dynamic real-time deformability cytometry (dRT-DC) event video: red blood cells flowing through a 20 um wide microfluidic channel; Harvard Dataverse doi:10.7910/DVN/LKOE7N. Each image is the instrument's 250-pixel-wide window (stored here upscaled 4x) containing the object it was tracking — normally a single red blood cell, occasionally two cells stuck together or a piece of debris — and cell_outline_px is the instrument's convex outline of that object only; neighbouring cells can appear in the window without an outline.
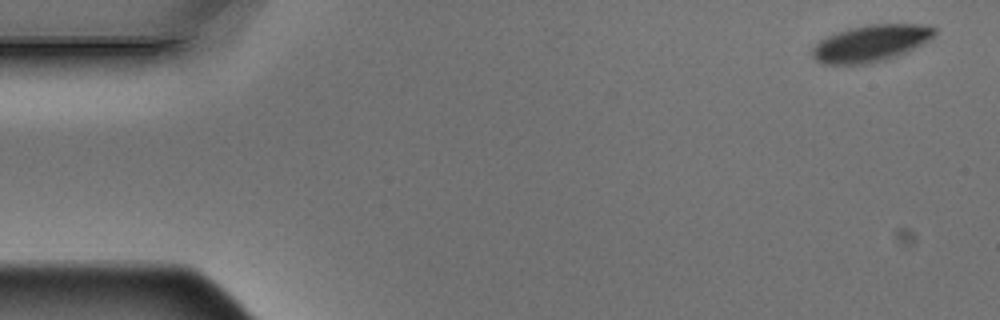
{"species": "Egyptian fruit bat (a non-hibernating species)", "species_latin": "Rousettus aegyptiacus", "temperature_condition": "warm", "stored_images_in_passage": 5, "segment_of_instrument_passage": [1, 2], "camera_frame_rate_fps": 3000, "um_per_image_px": 0.085, "animal": {"sex": "male"}, "frame": {"image": 1, "passage_image": 1, "time_ms": 0.0, "image_size_px": [1000, 320], "cell_outline_px": [[936, 32], [932, 40], [924, 44], [896, 56], [884, 60], [868, 64], [824, 64], [816, 60], [812, 56], [812, 48], [820, 40], [828, 36], [848, 28], [868, 24], [924, 24], [936, 28]], "centroid_in_image_um": [74.06, 3.67], "position_along_channel_um": 10.9, "area_um2": 26.3}}
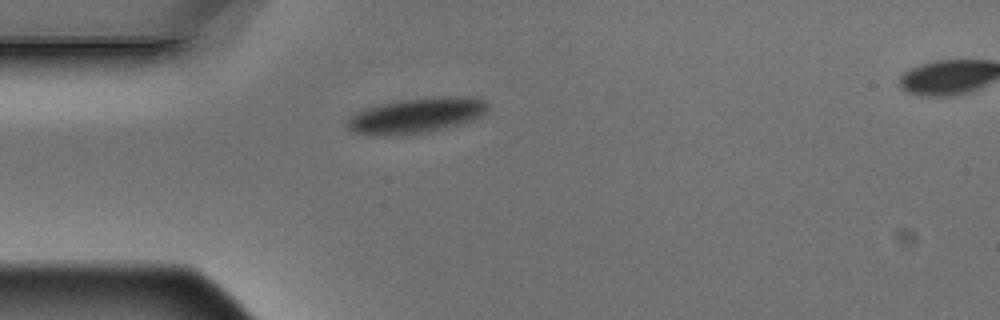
{"frame": {"image": 2, "passage_image": 4, "time_ms": 1.0, "image_size_px": [1000, 320], "cell_outline_px": [[488, 112], [484, 116], [460, 124], [428, 132], [400, 136], [368, 136], [352, 132], [344, 124], [348, 116], [364, 108], [396, 100], [432, 96], [472, 96], [484, 100], [488, 104]], "centroid_in_image_um": [35.35, 9.82], "position_along_channel_um": 49.6, "area_um2": 30.0}}